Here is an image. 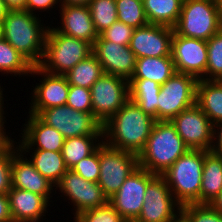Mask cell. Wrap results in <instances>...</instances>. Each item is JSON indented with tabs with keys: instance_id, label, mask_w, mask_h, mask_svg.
Instances as JSON below:
<instances>
[{
	"instance_id": "6da1fadb",
	"label": "cell",
	"mask_w": 222,
	"mask_h": 222,
	"mask_svg": "<svg viewBox=\"0 0 222 222\" xmlns=\"http://www.w3.org/2000/svg\"><path fill=\"white\" fill-rule=\"evenodd\" d=\"M155 122L153 117L129 99L102 125L103 142L138 156L145 148Z\"/></svg>"
},
{
	"instance_id": "7a4b0ae2",
	"label": "cell",
	"mask_w": 222,
	"mask_h": 222,
	"mask_svg": "<svg viewBox=\"0 0 222 222\" xmlns=\"http://www.w3.org/2000/svg\"><path fill=\"white\" fill-rule=\"evenodd\" d=\"M42 21L41 16L26 10H9L2 20L3 39L33 66L40 64L44 54L49 24L46 26Z\"/></svg>"
},
{
	"instance_id": "3957f363",
	"label": "cell",
	"mask_w": 222,
	"mask_h": 222,
	"mask_svg": "<svg viewBox=\"0 0 222 222\" xmlns=\"http://www.w3.org/2000/svg\"><path fill=\"white\" fill-rule=\"evenodd\" d=\"M189 148L170 121H156L143 151L138 155L139 167L163 176Z\"/></svg>"
},
{
	"instance_id": "277c9868",
	"label": "cell",
	"mask_w": 222,
	"mask_h": 222,
	"mask_svg": "<svg viewBox=\"0 0 222 222\" xmlns=\"http://www.w3.org/2000/svg\"><path fill=\"white\" fill-rule=\"evenodd\" d=\"M204 150L189 149L163 174L174 199L182 206L200 204Z\"/></svg>"
},
{
	"instance_id": "5b68a950",
	"label": "cell",
	"mask_w": 222,
	"mask_h": 222,
	"mask_svg": "<svg viewBox=\"0 0 222 222\" xmlns=\"http://www.w3.org/2000/svg\"><path fill=\"white\" fill-rule=\"evenodd\" d=\"M51 25L46 34L43 58L38 66L48 73L65 75L92 54L93 46L84 40L60 33Z\"/></svg>"
},
{
	"instance_id": "8992f818",
	"label": "cell",
	"mask_w": 222,
	"mask_h": 222,
	"mask_svg": "<svg viewBox=\"0 0 222 222\" xmlns=\"http://www.w3.org/2000/svg\"><path fill=\"white\" fill-rule=\"evenodd\" d=\"M222 29L215 0H183L174 31L183 37L209 40Z\"/></svg>"
},
{
	"instance_id": "52a82bcc",
	"label": "cell",
	"mask_w": 222,
	"mask_h": 222,
	"mask_svg": "<svg viewBox=\"0 0 222 222\" xmlns=\"http://www.w3.org/2000/svg\"><path fill=\"white\" fill-rule=\"evenodd\" d=\"M100 177L99 186L110 199L117 193L126 178L138 167V156L102 143L99 146Z\"/></svg>"
},
{
	"instance_id": "ba28073f",
	"label": "cell",
	"mask_w": 222,
	"mask_h": 222,
	"mask_svg": "<svg viewBox=\"0 0 222 222\" xmlns=\"http://www.w3.org/2000/svg\"><path fill=\"white\" fill-rule=\"evenodd\" d=\"M198 79L175 72L164 84L158 96V121H170L183 110L196 104Z\"/></svg>"
},
{
	"instance_id": "9c48e42d",
	"label": "cell",
	"mask_w": 222,
	"mask_h": 222,
	"mask_svg": "<svg viewBox=\"0 0 222 222\" xmlns=\"http://www.w3.org/2000/svg\"><path fill=\"white\" fill-rule=\"evenodd\" d=\"M92 114L103 125L129 100V81L104 73L90 88Z\"/></svg>"
},
{
	"instance_id": "30bf717a",
	"label": "cell",
	"mask_w": 222,
	"mask_h": 222,
	"mask_svg": "<svg viewBox=\"0 0 222 222\" xmlns=\"http://www.w3.org/2000/svg\"><path fill=\"white\" fill-rule=\"evenodd\" d=\"M37 116L47 125L57 129L65 139L103 135L102 124L92 112L77 111L68 105L43 109Z\"/></svg>"
},
{
	"instance_id": "8fae6325",
	"label": "cell",
	"mask_w": 222,
	"mask_h": 222,
	"mask_svg": "<svg viewBox=\"0 0 222 222\" xmlns=\"http://www.w3.org/2000/svg\"><path fill=\"white\" fill-rule=\"evenodd\" d=\"M57 190L58 194H62L57 198L63 197L61 199L64 202H67L68 199L72 208L74 207L72 209V211L74 210V213H72L73 218L84 211L98 208L108 203V198L104 195L98 183L83 179L71 169L65 172L60 182L55 186V192Z\"/></svg>"
},
{
	"instance_id": "7c38bea8",
	"label": "cell",
	"mask_w": 222,
	"mask_h": 222,
	"mask_svg": "<svg viewBox=\"0 0 222 222\" xmlns=\"http://www.w3.org/2000/svg\"><path fill=\"white\" fill-rule=\"evenodd\" d=\"M181 213L163 176L156 175L147 185L144 204L134 222H170Z\"/></svg>"
},
{
	"instance_id": "4fadbf2b",
	"label": "cell",
	"mask_w": 222,
	"mask_h": 222,
	"mask_svg": "<svg viewBox=\"0 0 222 222\" xmlns=\"http://www.w3.org/2000/svg\"><path fill=\"white\" fill-rule=\"evenodd\" d=\"M170 122L189 149L211 151L213 124L197 104L183 110Z\"/></svg>"
},
{
	"instance_id": "5bb4252c",
	"label": "cell",
	"mask_w": 222,
	"mask_h": 222,
	"mask_svg": "<svg viewBox=\"0 0 222 222\" xmlns=\"http://www.w3.org/2000/svg\"><path fill=\"white\" fill-rule=\"evenodd\" d=\"M42 77L31 90L28 113L38 115L43 109L66 105L70 84L65 75L51 74L39 66H33L31 77Z\"/></svg>"
},
{
	"instance_id": "9a60e30c",
	"label": "cell",
	"mask_w": 222,
	"mask_h": 222,
	"mask_svg": "<svg viewBox=\"0 0 222 222\" xmlns=\"http://www.w3.org/2000/svg\"><path fill=\"white\" fill-rule=\"evenodd\" d=\"M156 175L138 167L129 175L116 194L108 202L127 222H134L141 213L148 183Z\"/></svg>"
},
{
	"instance_id": "2e32d148",
	"label": "cell",
	"mask_w": 222,
	"mask_h": 222,
	"mask_svg": "<svg viewBox=\"0 0 222 222\" xmlns=\"http://www.w3.org/2000/svg\"><path fill=\"white\" fill-rule=\"evenodd\" d=\"M207 41L183 37L175 31L171 41V57L178 73L206 80Z\"/></svg>"
},
{
	"instance_id": "e0dca14e",
	"label": "cell",
	"mask_w": 222,
	"mask_h": 222,
	"mask_svg": "<svg viewBox=\"0 0 222 222\" xmlns=\"http://www.w3.org/2000/svg\"><path fill=\"white\" fill-rule=\"evenodd\" d=\"M92 53L106 74L130 80L135 71L136 57L129 45H119L104 40L100 35L95 40Z\"/></svg>"
},
{
	"instance_id": "ac0fdd59",
	"label": "cell",
	"mask_w": 222,
	"mask_h": 222,
	"mask_svg": "<svg viewBox=\"0 0 222 222\" xmlns=\"http://www.w3.org/2000/svg\"><path fill=\"white\" fill-rule=\"evenodd\" d=\"M173 33L174 28L148 23L134 30L129 48L134 52L136 59L171 56Z\"/></svg>"
},
{
	"instance_id": "d6986e66",
	"label": "cell",
	"mask_w": 222,
	"mask_h": 222,
	"mask_svg": "<svg viewBox=\"0 0 222 222\" xmlns=\"http://www.w3.org/2000/svg\"><path fill=\"white\" fill-rule=\"evenodd\" d=\"M28 114L18 135L22 139H16L19 140L17 148L61 152L65 141L64 136L57 129L44 123L37 115Z\"/></svg>"
},
{
	"instance_id": "ffe728a7",
	"label": "cell",
	"mask_w": 222,
	"mask_h": 222,
	"mask_svg": "<svg viewBox=\"0 0 222 222\" xmlns=\"http://www.w3.org/2000/svg\"><path fill=\"white\" fill-rule=\"evenodd\" d=\"M11 186L42 195L52 203L53 195L57 194L54 192L55 186L34 168L27 156L18 148L12 153Z\"/></svg>"
},
{
	"instance_id": "44dd1931",
	"label": "cell",
	"mask_w": 222,
	"mask_h": 222,
	"mask_svg": "<svg viewBox=\"0 0 222 222\" xmlns=\"http://www.w3.org/2000/svg\"><path fill=\"white\" fill-rule=\"evenodd\" d=\"M7 195L13 222H43L48 207L54 206L44 196L23 189L11 187Z\"/></svg>"
},
{
	"instance_id": "7402d4cb",
	"label": "cell",
	"mask_w": 222,
	"mask_h": 222,
	"mask_svg": "<svg viewBox=\"0 0 222 222\" xmlns=\"http://www.w3.org/2000/svg\"><path fill=\"white\" fill-rule=\"evenodd\" d=\"M58 11L61 20L57 24L60 26L54 25V28L60 33L84 40L93 46L99 35L94 28L88 6L60 5Z\"/></svg>"
},
{
	"instance_id": "603a6c76",
	"label": "cell",
	"mask_w": 222,
	"mask_h": 222,
	"mask_svg": "<svg viewBox=\"0 0 222 222\" xmlns=\"http://www.w3.org/2000/svg\"><path fill=\"white\" fill-rule=\"evenodd\" d=\"M200 189V204H210L222 191V155L205 151Z\"/></svg>"
},
{
	"instance_id": "cb8c5ba5",
	"label": "cell",
	"mask_w": 222,
	"mask_h": 222,
	"mask_svg": "<svg viewBox=\"0 0 222 222\" xmlns=\"http://www.w3.org/2000/svg\"><path fill=\"white\" fill-rule=\"evenodd\" d=\"M196 104L215 125L222 121V80L199 79Z\"/></svg>"
},
{
	"instance_id": "d4e9b609",
	"label": "cell",
	"mask_w": 222,
	"mask_h": 222,
	"mask_svg": "<svg viewBox=\"0 0 222 222\" xmlns=\"http://www.w3.org/2000/svg\"><path fill=\"white\" fill-rule=\"evenodd\" d=\"M34 168L44 176L51 184L56 186L68 168L65 165L61 152L45 150H20Z\"/></svg>"
},
{
	"instance_id": "484cf974",
	"label": "cell",
	"mask_w": 222,
	"mask_h": 222,
	"mask_svg": "<svg viewBox=\"0 0 222 222\" xmlns=\"http://www.w3.org/2000/svg\"><path fill=\"white\" fill-rule=\"evenodd\" d=\"M161 85L150 79L131 78L129 80V99L146 114L158 121V96Z\"/></svg>"
},
{
	"instance_id": "4316f807",
	"label": "cell",
	"mask_w": 222,
	"mask_h": 222,
	"mask_svg": "<svg viewBox=\"0 0 222 222\" xmlns=\"http://www.w3.org/2000/svg\"><path fill=\"white\" fill-rule=\"evenodd\" d=\"M176 72L171 56L143 57L136 59L135 71L131 78H144L164 84Z\"/></svg>"
},
{
	"instance_id": "83f0119b",
	"label": "cell",
	"mask_w": 222,
	"mask_h": 222,
	"mask_svg": "<svg viewBox=\"0 0 222 222\" xmlns=\"http://www.w3.org/2000/svg\"><path fill=\"white\" fill-rule=\"evenodd\" d=\"M148 23L174 28L183 0H142Z\"/></svg>"
},
{
	"instance_id": "f1b7e54d",
	"label": "cell",
	"mask_w": 222,
	"mask_h": 222,
	"mask_svg": "<svg viewBox=\"0 0 222 222\" xmlns=\"http://www.w3.org/2000/svg\"><path fill=\"white\" fill-rule=\"evenodd\" d=\"M103 143V135H87L67 138L62 147V156L68 169L94 153Z\"/></svg>"
},
{
	"instance_id": "f546056e",
	"label": "cell",
	"mask_w": 222,
	"mask_h": 222,
	"mask_svg": "<svg viewBox=\"0 0 222 222\" xmlns=\"http://www.w3.org/2000/svg\"><path fill=\"white\" fill-rule=\"evenodd\" d=\"M33 65L5 39L0 40V72L3 76H29ZM6 74V75H4Z\"/></svg>"
},
{
	"instance_id": "4dcf8cb0",
	"label": "cell",
	"mask_w": 222,
	"mask_h": 222,
	"mask_svg": "<svg viewBox=\"0 0 222 222\" xmlns=\"http://www.w3.org/2000/svg\"><path fill=\"white\" fill-rule=\"evenodd\" d=\"M103 74L100 62L92 53L69 70L65 77L70 85L90 89Z\"/></svg>"
},
{
	"instance_id": "1f68e13d",
	"label": "cell",
	"mask_w": 222,
	"mask_h": 222,
	"mask_svg": "<svg viewBox=\"0 0 222 222\" xmlns=\"http://www.w3.org/2000/svg\"><path fill=\"white\" fill-rule=\"evenodd\" d=\"M87 6L98 35L117 21L116 0H91Z\"/></svg>"
},
{
	"instance_id": "d6a6232c",
	"label": "cell",
	"mask_w": 222,
	"mask_h": 222,
	"mask_svg": "<svg viewBox=\"0 0 222 222\" xmlns=\"http://www.w3.org/2000/svg\"><path fill=\"white\" fill-rule=\"evenodd\" d=\"M117 21L136 29L148 24L142 0H116Z\"/></svg>"
},
{
	"instance_id": "836d02e7",
	"label": "cell",
	"mask_w": 222,
	"mask_h": 222,
	"mask_svg": "<svg viewBox=\"0 0 222 222\" xmlns=\"http://www.w3.org/2000/svg\"><path fill=\"white\" fill-rule=\"evenodd\" d=\"M206 80H222V29L207 40Z\"/></svg>"
},
{
	"instance_id": "e575fe53",
	"label": "cell",
	"mask_w": 222,
	"mask_h": 222,
	"mask_svg": "<svg viewBox=\"0 0 222 222\" xmlns=\"http://www.w3.org/2000/svg\"><path fill=\"white\" fill-rule=\"evenodd\" d=\"M181 214L187 222H222V214L209 204H185L181 206Z\"/></svg>"
},
{
	"instance_id": "d590c367",
	"label": "cell",
	"mask_w": 222,
	"mask_h": 222,
	"mask_svg": "<svg viewBox=\"0 0 222 222\" xmlns=\"http://www.w3.org/2000/svg\"><path fill=\"white\" fill-rule=\"evenodd\" d=\"M74 222H127L108 202L106 205L84 211L73 219Z\"/></svg>"
},
{
	"instance_id": "8d00e7d4",
	"label": "cell",
	"mask_w": 222,
	"mask_h": 222,
	"mask_svg": "<svg viewBox=\"0 0 222 222\" xmlns=\"http://www.w3.org/2000/svg\"><path fill=\"white\" fill-rule=\"evenodd\" d=\"M71 170L83 179L97 183L100 177L99 147L94 153L78 162Z\"/></svg>"
},
{
	"instance_id": "74e56055",
	"label": "cell",
	"mask_w": 222,
	"mask_h": 222,
	"mask_svg": "<svg viewBox=\"0 0 222 222\" xmlns=\"http://www.w3.org/2000/svg\"><path fill=\"white\" fill-rule=\"evenodd\" d=\"M66 105L81 112H92L90 89L70 85Z\"/></svg>"
},
{
	"instance_id": "f35d334b",
	"label": "cell",
	"mask_w": 222,
	"mask_h": 222,
	"mask_svg": "<svg viewBox=\"0 0 222 222\" xmlns=\"http://www.w3.org/2000/svg\"><path fill=\"white\" fill-rule=\"evenodd\" d=\"M134 30V28L124 24L123 22L116 21L99 35L104 40L111 41L119 45H129Z\"/></svg>"
},
{
	"instance_id": "ab89813d",
	"label": "cell",
	"mask_w": 222,
	"mask_h": 222,
	"mask_svg": "<svg viewBox=\"0 0 222 222\" xmlns=\"http://www.w3.org/2000/svg\"><path fill=\"white\" fill-rule=\"evenodd\" d=\"M58 3L59 0H26L24 10L29 11L32 14L41 15V16H43L42 12L44 13L47 12L52 16L51 13L54 10V8H57L55 10H58V7H60V4ZM48 11H50L51 13Z\"/></svg>"
},
{
	"instance_id": "60d3db41",
	"label": "cell",
	"mask_w": 222,
	"mask_h": 222,
	"mask_svg": "<svg viewBox=\"0 0 222 222\" xmlns=\"http://www.w3.org/2000/svg\"><path fill=\"white\" fill-rule=\"evenodd\" d=\"M12 156H0V194H7L11 189Z\"/></svg>"
},
{
	"instance_id": "b9f144b4",
	"label": "cell",
	"mask_w": 222,
	"mask_h": 222,
	"mask_svg": "<svg viewBox=\"0 0 222 222\" xmlns=\"http://www.w3.org/2000/svg\"><path fill=\"white\" fill-rule=\"evenodd\" d=\"M8 122H0V156H12L13 151L17 148V142L6 132ZM7 133V134H6ZM11 137V138H10Z\"/></svg>"
},
{
	"instance_id": "7bdbcfd3",
	"label": "cell",
	"mask_w": 222,
	"mask_h": 222,
	"mask_svg": "<svg viewBox=\"0 0 222 222\" xmlns=\"http://www.w3.org/2000/svg\"><path fill=\"white\" fill-rule=\"evenodd\" d=\"M211 151L222 155V121L213 125V143Z\"/></svg>"
},
{
	"instance_id": "ee69618b",
	"label": "cell",
	"mask_w": 222,
	"mask_h": 222,
	"mask_svg": "<svg viewBox=\"0 0 222 222\" xmlns=\"http://www.w3.org/2000/svg\"><path fill=\"white\" fill-rule=\"evenodd\" d=\"M0 222H13L7 194H0Z\"/></svg>"
},
{
	"instance_id": "f6af8a7d",
	"label": "cell",
	"mask_w": 222,
	"mask_h": 222,
	"mask_svg": "<svg viewBox=\"0 0 222 222\" xmlns=\"http://www.w3.org/2000/svg\"><path fill=\"white\" fill-rule=\"evenodd\" d=\"M9 10H24L26 0H4Z\"/></svg>"
},
{
	"instance_id": "bcb514c9",
	"label": "cell",
	"mask_w": 222,
	"mask_h": 222,
	"mask_svg": "<svg viewBox=\"0 0 222 222\" xmlns=\"http://www.w3.org/2000/svg\"><path fill=\"white\" fill-rule=\"evenodd\" d=\"M2 84L0 83V122H6L7 121V119H6V117L7 116H5L7 113H5L6 112V107H5V105H4V101H8V100H5V96H3L4 95V93H3V91H4V87L3 86H1ZM4 109H5V111H4ZM6 119V120H5Z\"/></svg>"
},
{
	"instance_id": "7dc6e473",
	"label": "cell",
	"mask_w": 222,
	"mask_h": 222,
	"mask_svg": "<svg viewBox=\"0 0 222 222\" xmlns=\"http://www.w3.org/2000/svg\"><path fill=\"white\" fill-rule=\"evenodd\" d=\"M214 210L222 214V191L209 204Z\"/></svg>"
},
{
	"instance_id": "c3c4849f",
	"label": "cell",
	"mask_w": 222,
	"mask_h": 222,
	"mask_svg": "<svg viewBox=\"0 0 222 222\" xmlns=\"http://www.w3.org/2000/svg\"><path fill=\"white\" fill-rule=\"evenodd\" d=\"M91 0H59L60 5H82L87 6Z\"/></svg>"
},
{
	"instance_id": "681fc988",
	"label": "cell",
	"mask_w": 222,
	"mask_h": 222,
	"mask_svg": "<svg viewBox=\"0 0 222 222\" xmlns=\"http://www.w3.org/2000/svg\"><path fill=\"white\" fill-rule=\"evenodd\" d=\"M9 9L5 5L4 0H0V22H2L3 18L7 15Z\"/></svg>"
},
{
	"instance_id": "f907efd6",
	"label": "cell",
	"mask_w": 222,
	"mask_h": 222,
	"mask_svg": "<svg viewBox=\"0 0 222 222\" xmlns=\"http://www.w3.org/2000/svg\"><path fill=\"white\" fill-rule=\"evenodd\" d=\"M215 2H216L218 14H219L220 19L222 21V0H215Z\"/></svg>"
},
{
	"instance_id": "816d5d0a",
	"label": "cell",
	"mask_w": 222,
	"mask_h": 222,
	"mask_svg": "<svg viewBox=\"0 0 222 222\" xmlns=\"http://www.w3.org/2000/svg\"><path fill=\"white\" fill-rule=\"evenodd\" d=\"M170 222H187V220L184 218V216L180 213L174 220Z\"/></svg>"
},
{
	"instance_id": "f5cc1de1",
	"label": "cell",
	"mask_w": 222,
	"mask_h": 222,
	"mask_svg": "<svg viewBox=\"0 0 222 222\" xmlns=\"http://www.w3.org/2000/svg\"><path fill=\"white\" fill-rule=\"evenodd\" d=\"M3 38V33H2V22H0V40Z\"/></svg>"
}]
</instances>
